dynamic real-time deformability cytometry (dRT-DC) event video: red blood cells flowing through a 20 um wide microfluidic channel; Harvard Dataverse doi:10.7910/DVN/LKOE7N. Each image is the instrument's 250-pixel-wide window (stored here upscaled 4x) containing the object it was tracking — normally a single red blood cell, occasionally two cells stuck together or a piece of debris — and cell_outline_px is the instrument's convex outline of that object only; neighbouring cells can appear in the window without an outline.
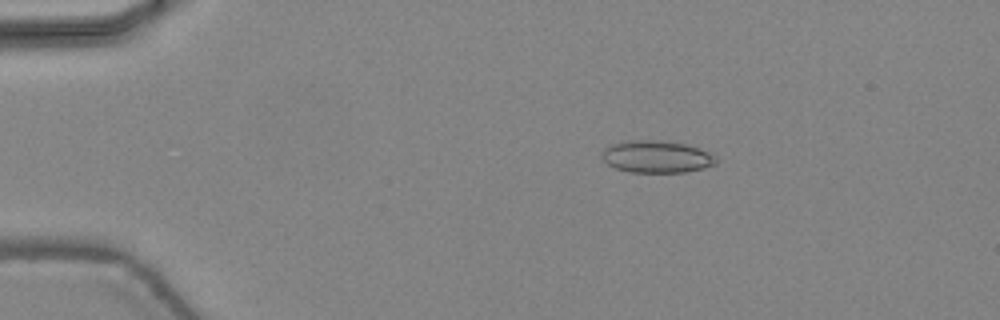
{"species": "common noctule bat (a hibernating species)", "species_latin": "Nyctalus noctula", "temperature_condition": "warm", "stored_images_in_passage": 14, "camera_frame_rate_fps": 3000, "um_per_image_px": 0.085, "animal": {"sex": "female", "body_mass_g": 24.6, "forearm_length_mm": 56.2}, "frame": {"image": 1, "passage_image": 8, "time_ms": 2.333, "image_size_px": [1000, 320], "cell_outline_px": [[716, 164], [704, 168], [684, 172], [628, 172], [616, 168], [608, 164], [600, 156], [604, 148], [608, 144], [628, 140], [656, 140], [688, 144], [712, 152], [716, 156]], "centroid_in_image_um": [55.81, 13.31], "position_along_channel_um": 29.2, "area_um2": 21.73}}